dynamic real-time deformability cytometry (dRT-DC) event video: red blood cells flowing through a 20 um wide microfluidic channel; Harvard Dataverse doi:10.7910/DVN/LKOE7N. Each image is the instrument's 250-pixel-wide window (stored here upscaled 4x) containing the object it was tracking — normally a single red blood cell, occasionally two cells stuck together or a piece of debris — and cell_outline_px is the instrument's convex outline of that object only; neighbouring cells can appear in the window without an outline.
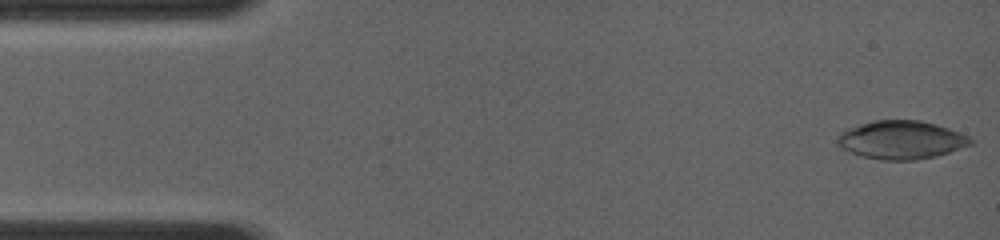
{"species": "common noctule bat (a hibernating species)", "species_latin": "Nyctalus noctula", "temperature_condition": "room temperature", "stored_images_in_passage": 12, "camera_frame_rate_fps": 4000, "um_per_image_px": 0.085, "animal": {"sex": "female", "body_mass_g": 19.0, "forearm_length_mm": 56.7}, "frame": {"image": 1, "passage_image": 1, "time_ms": 0.0, "image_size_px": [1000, 240], "cell_outline_px": [[972, 144], [936, 156], [916, 160], [880, 160], [864, 156], [840, 148], [836, 144], [836, 136], [840, 132], [860, 124], [872, 120], [920, 120], [936, 124], [948, 128], [968, 136], [972, 140]], "centroid_in_image_um": [76.57, 11.89], "position_along_channel_um": 8.4, "area_um2": 29.65}}
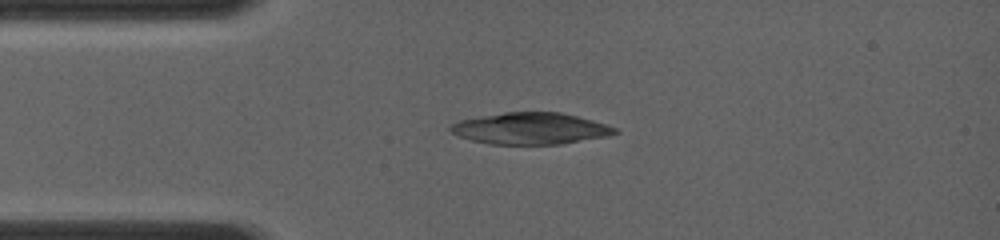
{"frame": {"image": 2, "passage_image": 12, "time_ms": 3.0, "image_size_px": [1000, 240], "cell_outline_px": [[620, 132], [608, 136], [560, 144], [492, 144], [472, 140], [460, 136], [452, 132], [448, 128], [452, 124], [460, 120], [504, 112], [560, 112], [592, 120], [616, 128]], "centroid_in_image_um": [45.1, 10.92], "position_along_channel_um": 39.9, "area_um2": 29.94}}